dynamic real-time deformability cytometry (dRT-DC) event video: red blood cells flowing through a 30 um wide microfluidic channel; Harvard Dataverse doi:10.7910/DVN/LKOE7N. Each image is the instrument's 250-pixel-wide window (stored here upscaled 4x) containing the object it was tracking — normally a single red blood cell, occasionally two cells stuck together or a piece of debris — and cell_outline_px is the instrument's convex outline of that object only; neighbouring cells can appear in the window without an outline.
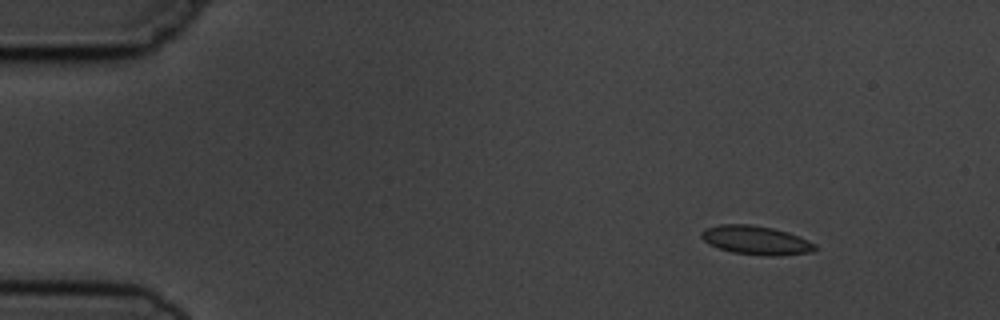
{"species": "common noctule bat (a hibernating species)", "species_latin": "Nyctalus noctula", "temperature_condition": "cold", "stored_images_in_passage": 5, "camera_frame_rate_fps": 3000, "um_per_image_px": 0.085, "animal": {"sex": "male", "body_mass_g": 19.5, "forearm_length_mm": 54.6}, "frame": {"image": 1, "passage_image": 2, "time_ms": 1.0, "image_size_px": [1000, 320], "cell_outline_px": [[816, 248], [812, 252], [780, 256], [764, 256], [732, 252], [708, 244], [700, 236], [700, 232], [708, 228], [720, 224], [752, 224], [772, 228], [788, 232], [800, 236], [816, 244]], "centroid_in_image_um": [64.28, 20.42], "position_along_channel_um": 20.7, "area_um2": 19.19}}
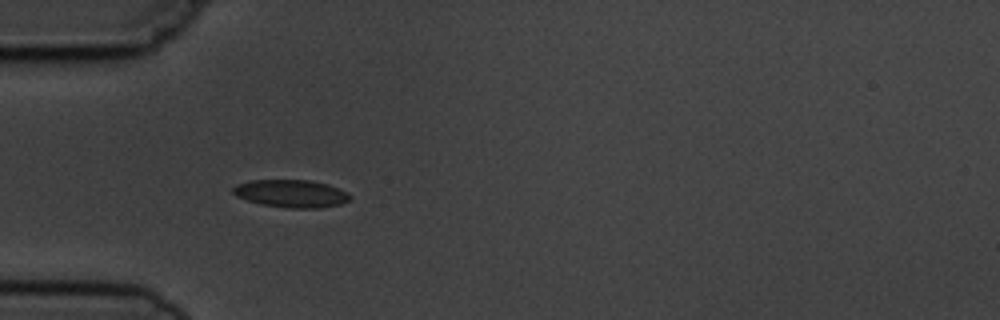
{"frame": {"image": 2, "passage_image": 4, "time_ms": 4.333, "image_size_px": [1000, 320], "cell_outline_px": [[352, 196], [348, 200], [340, 204], [320, 208], [284, 208], [260, 204], [236, 196], [232, 192], [232, 188], [236, 184], [252, 180], [308, 180], [328, 184], [348, 192]], "centroid_in_image_um": [24.75, 16.45], "position_along_channel_um": 60.3, "area_um2": 18.96}}
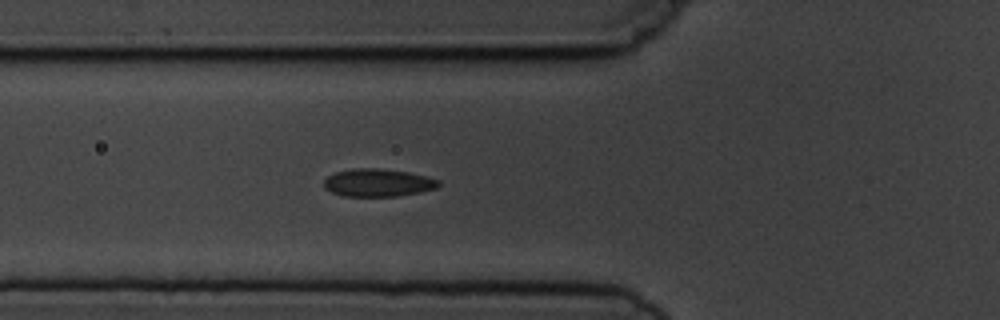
{"frame": {"image": 3, "passage_image": 5, "time_ms": 5.333, "image_size_px": [1000, 320], "cell_outline_px": [[440, 184], [436, 188], [420, 192], [400, 196], [344, 196], [332, 192], [324, 188], [324, 180], [328, 176], [336, 172], [352, 168], [380, 168], [408, 172], [440, 180]], "centroid_in_image_um": [32.12, 15.53], "position_along_channel_um": 93.7, "area_um2": 18.55}}